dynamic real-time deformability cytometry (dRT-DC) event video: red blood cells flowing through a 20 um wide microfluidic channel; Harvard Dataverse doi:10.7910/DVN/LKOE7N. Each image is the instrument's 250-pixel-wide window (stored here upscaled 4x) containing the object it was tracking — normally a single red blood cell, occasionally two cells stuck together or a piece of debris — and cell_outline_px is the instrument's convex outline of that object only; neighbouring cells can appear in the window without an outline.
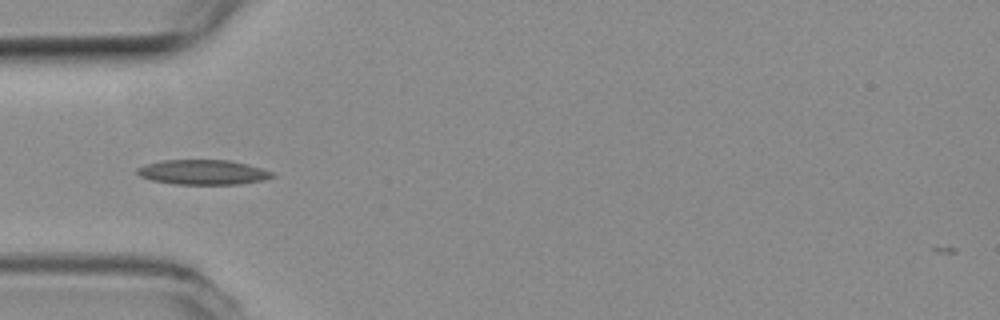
{"species": "common noctule bat (a hibernating species)", "species_latin": "Nyctalus noctula", "temperature_condition": "room temperature", "stored_images_in_passage": 38, "camera_frame_rate_fps": 3000, "um_per_image_px": 0.085, "animal": {"sex": "female", "body_mass_g": 19.3, "forearm_length_mm": 54.1}, "frame": {"image": 1, "passage_image": 1, "time_ms": 0.0, "image_size_px": [1000, 320], "cell_outline_px": [[276, 176], [264, 180], [240, 184], [176, 184], [152, 180], [140, 176], [136, 172], [136, 168], [144, 164], [164, 160], [228, 160], [248, 164], [272, 172]], "centroid_in_image_um": [17.25, 14.63], "position_along_channel_um": 67.8, "area_um2": 19.54}}
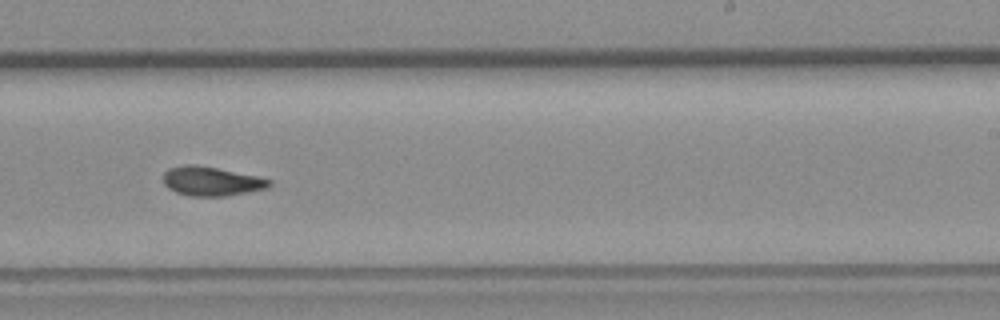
{"frame": {"image": 2, "passage_image": 17, "time_ms": 5.333, "image_size_px": [1000, 320], "cell_outline_px": [[272, 184], [268, 188], [224, 196], [188, 196], [176, 192], [168, 188], [164, 184], [164, 172], [168, 168], [188, 164], [196, 164], [260, 176], [272, 180]], "centroid_in_image_um": [17.98, 15.4], "position_along_channel_um": 271.0, "area_um2": 18.15}}
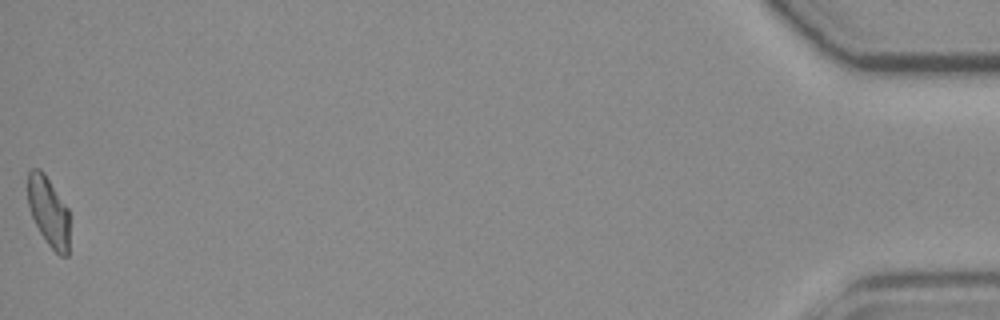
{"frame": {"image": 3, "passage_image": 38, "time_ms": 12.333, "image_size_px": [1000, 320], "cell_outline_px": [[68, 256], [60, 256], [48, 244], [40, 232], [32, 216], [28, 204], [28, 172], [32, 168], [40, 168], [44, 172], [68, 208]], "centroid_in_image_um": [4.12, 17.95], "position_along_channel_um": 431.1, "area_um2": 16.76}, "authors_computed_cell_mechanics": {"area_um2": 17.8024, "velocity_mm_per_s": 3.7981, "shape_relaxation_time_tau1_ms": 11.3573, "shape_relaxation_time_tau2_ms": 4.2475, "deformation_change_tau1": 0.2516, "deformation_change_tau2": 0.0958}}